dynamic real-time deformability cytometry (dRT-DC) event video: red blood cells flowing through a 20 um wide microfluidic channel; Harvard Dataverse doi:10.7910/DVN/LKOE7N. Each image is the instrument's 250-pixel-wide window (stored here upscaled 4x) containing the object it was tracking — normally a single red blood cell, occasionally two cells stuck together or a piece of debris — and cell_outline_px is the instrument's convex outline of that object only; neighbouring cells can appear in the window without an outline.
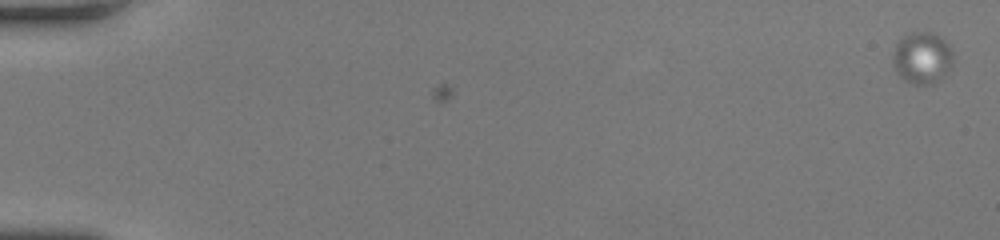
{"species": "human", "species_latin": "Homo sapiens", "temperature_condition": "room temperature", "stored_images_in_passage": 4, "camera_frame_rate_fps": 3000, "um_per_image_px": 0.085, "donor": {"sex": "female"}, "frame": {"image": 1, "passage_image": 1, "time_ms": 0.0, "image_size_px": [1000, 240], "cell_outline_px": [[952, 64], [944, 76], [932, 84], [912, 84], [904, 80], [896, 72], [892, 60], [892, 52], [896, 40], [908, 32], [932, 32], [944, 40], [948, 44], [952, 52]], "centroid_in_image_um": [78.33, 4.9], "position_along_channel_um": 6.7, "area_um2": 18.44}}